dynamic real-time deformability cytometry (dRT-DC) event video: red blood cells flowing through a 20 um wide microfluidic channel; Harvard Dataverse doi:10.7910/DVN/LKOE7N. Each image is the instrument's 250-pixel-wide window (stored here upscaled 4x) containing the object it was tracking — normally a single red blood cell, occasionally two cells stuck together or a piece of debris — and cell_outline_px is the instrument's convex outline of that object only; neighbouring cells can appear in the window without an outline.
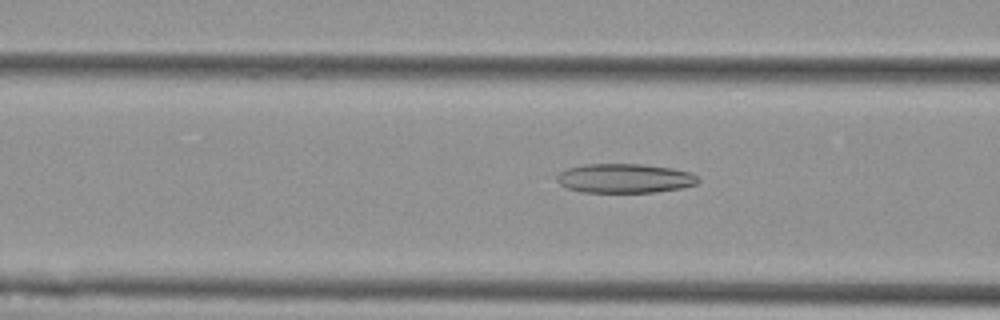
{"species": "Egyptian fruit bat (a non-hibernating species)", "species_latin": "Rousettus aegyptiacus", "temperature_condition": "cold", "stored_images_in_passage": 47, "camera_frame_rate_fps": 3000, "um_per_image_px": 0.085, "animal": {"sex": "female"}, "frame": {"image": 1, "passage_image": 13, "time_ms": 4.0, "image_size_px": [1000, 320], "cell_outline_px": [[700, 180], [696, 184], [680, 188], [652, 192], [580, 192], [568, 188], [560, 184], [556, 180], [556, 176], [560, 172], [568, 168], [584, 164], [644, 164], [672, 168], [692, 172]], "centroid_in_image_um": [53.09, 15.15], "position_along_channel_um": 113.5, "area_um2": 24.1}}
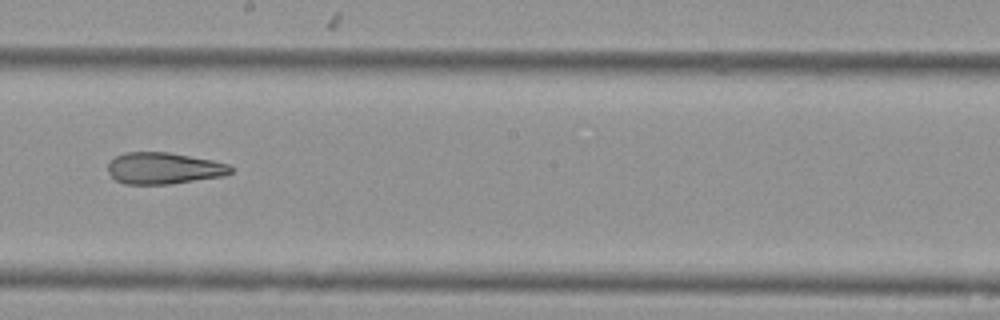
{"frame": {"image": 2, "passage_image": 23, "time_ms": 7.333, "image_size_px": [1000, 320], "cell_outline_px": [[232, 172], [224, 176], [172, 184], [124, 184], [116, 180], [108, 172], [108, 164], [116, 156], [128, 152], [168, 152], [212, 160], [228, 164], [232, 168]], "centroid_in_image_um": [13.93, 14.31], "position_along_channel_um": 234.3, "area_um2": 22.54}}
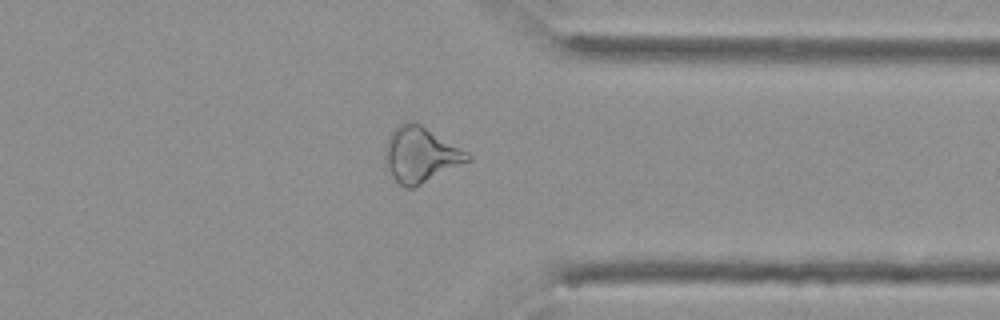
{"frame": {"image": 3, "passage_image": 35, "time_ms": 11.333, "image_size_px": [1000, 320], "cell_outline_px": [[472, 160], [416, 188], [404, 188], [392, 176], [388, 164], [388, 136], [400, 124], [408, 120], [420, 124], [468, 152], [472, 156]], "centroid_in_image_um": [35.83, 13.18], "position_along_channel_um": 375.6, "area_um2": 26.18}, "authors_computed_cell_mechanics": {"area_um2": 26.1834, "velocity_mm_per_s": 3.6323, "shape_relaxation_time_tau1_ms": null, "shape_relaxation_time_tau2_ms": 4.3006, "deformation_change_tau1": null, "deformation_change_tau2": 0.148}}